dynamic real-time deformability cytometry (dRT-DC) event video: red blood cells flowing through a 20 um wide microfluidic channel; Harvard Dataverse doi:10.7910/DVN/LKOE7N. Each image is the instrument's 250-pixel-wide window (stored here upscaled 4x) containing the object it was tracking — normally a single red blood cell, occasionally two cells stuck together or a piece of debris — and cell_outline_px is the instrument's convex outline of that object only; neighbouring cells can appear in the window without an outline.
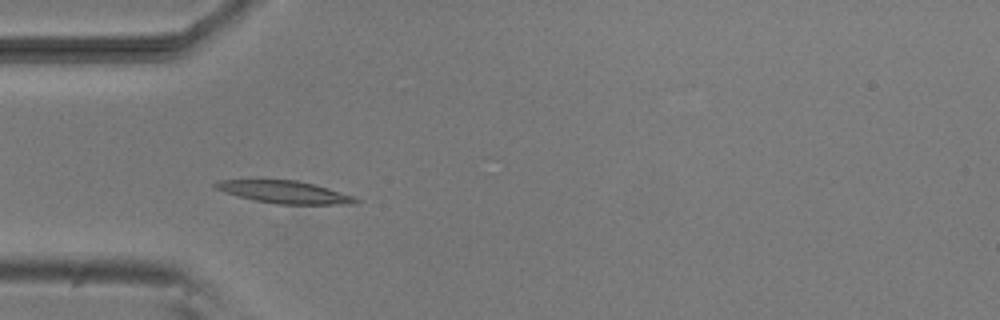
{"species": "common noctule bat (a hibernating species)", "species_latin": "Nyctalus noctula", "temperature_condition": "room temperature", "stored_images_in_passage": 9, "camera_frame_rate_fps": 3000, "um_per_image_px": 0.085, "animal": {"sex": "male", "body_mass_g": 20.5, "forearm_length_mm": 52.5}, "frame": {"image": 1, "passage_image": 4, "time_ms": 4.333, "image_size_px": [1000, 320], "cell_outline_px": [[360, 200], [356, 204], [280, 204], [256, 200], [224, 192], [212, 188], [212, 184], [220, 180], [296, 180], [328, 188], [352, 196]], "centroid_in_image_um": [24.16, 16.32], "position_along_channel_um": 60.8, "area_um2": 18.03}}
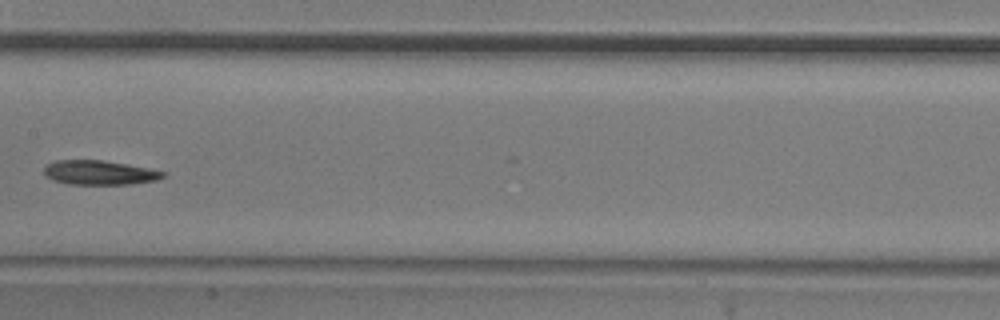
{"frame": {"image": 2, "passage_image": 7, "time_ms": 8.0, "image_size_px": [1000, 320], "cell_outline_px": [[168, 172], [164, 176], [156, 180], [132, 184], [68, 184], [52, 180], [44, 176], [44, 168], [48, 164], [56, 160], [100, 160], [148, 168]], "centroid_in_image_um": [8.43, 14.68], "position_along_channel_um": 199.0, "area_um2": 16.82}}
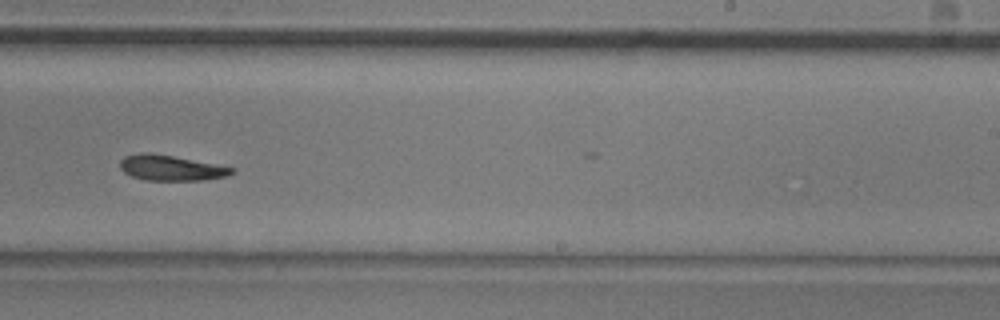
{"frame": {"image": 3, "passage_image": 9, "time_ms": 10.0, "image_size_px": [1000, 320], "cell_outline_px": [[236, 172], [228, 176], [204, 180], [144, 180], [132, 176], [124, 172], [120, 168], [120, 160], [124, 156], [140, 152], [148, 152], [172, 156], [236, 168]], "centroid_in_image_um": [14.53, 14.27], "position_along_channel_um": 274.5, "area_um2": 16.59}}